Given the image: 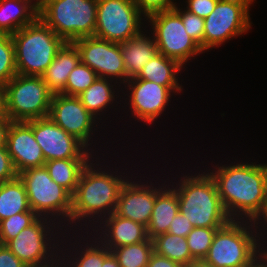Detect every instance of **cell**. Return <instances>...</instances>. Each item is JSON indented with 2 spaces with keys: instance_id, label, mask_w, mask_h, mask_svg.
<instances>
[{
  "instance_id": "484cf974",
  "label": "cell",
  "mask_w": 267,
  "mask_h": 267,
  "mask_svg": "<svg viewBox=\"0 0 267 267\" xmlns=\"http://www.w3.org/2000/svg\"><path fill=\"white\" fill-rule=\"evenodd\" d=\"M37 17L38 10L26 0H0V32L13 35Z\"/></svg>"
},
{
  "instance_id": "ab89813d",
  "label": "cell",
  "mask_w": 267,
  "mask_h": 267,
  "mask_svg": "<svg viewBox=\"0 0 267 267\" xmlns=\"http://www.w3.org/2000/svg\"><path fill=\"white\" fill-rule=\"evenodd\" d=\"M254 222H255L256 231H257V238H258V245H259L260 253L267 255V246H266L267 245V241H266L267 236L265 238V235H267V206L264 208V211L262 212V214Z\"/></svg>"
},
{
  "instance_id": "836d02e7",
  "label": "cell",
  "mask_w": 267,
  "mask_h": 267,
  "mask_svg": "<svg viewBox=\"0 0 267 267\" xmlns=\"http://www.w3.org/2000/svg\"><path fill=\"white\" fill-rule=\"evenodd\" d=\"M39 216L32 210L17 213L9 218L0 221V244L5 245L9 240L24 228L32 225Z\"/></svg>"
},
{
  "instance_id": "603a6c76",
  "label": "cell",
  "mask_w": 267,
  "mask_h": 267,
  "mask_svg": "<svg viewBox=\"0 0 267 267\" xmlns=\"http://www.w3.org/2000/svg\"><path fill=\"white\" fill-rule=\"evenodd\" d=\"M117 85V82L114 80L98 77L77 97L80 99L82 105L101 123L102 118L105 117L103 114L107 111L106 109L114 108V103L116 104L119 98L117 95L121 94L119 93L121 85ZM114 87L116 88L114 89ZM101 115H103V117H101Z\"/></svg>"
},
{
  "instance_id": "4fadbf2b",
  "label": "cell",
  "mask_w": 267,
  "mask_h": 267,
  "mask_svg": "<svg viewBox=\"0 0 267 267\" xmlns=\"http://www.w3.org/2000/svg\"><path fill=\"white\" fill-rule=\"evenodd\" d=\"M48 117L89 150L94 151L93 137L99 131L97 129L100 128V121L82 105L77 96L53 94Z\"/></svg>"
},
{
  "instance_id": "5b68a950",
  "label": "cell",
  "mask_w": 267,
  "mask_h": 267,
  "mask_svg": "<svg viewBox=\"0 0 267 267\" xmlns=\"http://www.w3.org/2000/svg\"><path fill=\"white\" fill-rule=\"evenodd\" d=\"M260 254L255 222L230 220L216 231L202 261L212 267H244Z\"/></svg>"
},
{
  "instance_id": "1f68e13d",
  "label": "cell",
  "mask_w": 267,
  "mask_h": 267,
  "mask_svg": "<svg viewBox=\"0 0 267 267\" xmlns=\"http://www.w3.org/2000/svg\"><path fill=\"white\" fill-rule=\"evenodd\" d=\"M99 76L81 61L68 76L65 90L61 93L67 96H78L84 92Z\"/></svg>"
},
{
  "instance_id": "83f0119b",
  "label": "cell",
  "mask_w": 267,
  "mask_h": 267,
  "mask_svg": "<svg viewBox=\"0 0 267 267\" xmlns=\"http://www.w3.org/2000/svg\"><path fill=\"white\" fill-rule=\"evenodd\" d=\"M30 210L26 189L19 177L0 183V221Z\"/></svg>"
},
{
  "instance_id": "8fae6325",
  "label": "cell",
  "mask_w": 267,
  "mask_h": 267,
  "mask_svg": "<svg viewBox=\"0 0 267 267\" xmlns=\"http://www.w3.org/2000/svg\"><path fill=\"white\" fill-rule=\"evenodd\" d=\"M155 40L158 53L177 60L183 67L189 60L204 53L186 33L181 17L173 10L154 13L146 18ZM153 31V32H152Z\"/></svg>"
},
{
  "instance_id": "5bb4252c",
  "label": "cell",
  "mask_w": 267,
  "mask_h": 267,
  "mask_svg": "<svg viewBox=\"0 0 267 267\" xmlns=\"http://www.w3.org/2000/svg\"><path fill=\"white\" fill-rule=\"evenodd\" d=\"M80 53V61L101 78L124 85L128 80L121 53V44L95 36L82 37L73 41Z\"/></svg>"
},
{
  "instance_id": "6da1fadb",
  "label": "cell",
  "mask_w": 267,
  "mask_h": 267,
  "mask_svg": "<svg viewBox=\"0 0 267 267\" xmlns=\"http://www.w3.org/2000/svg\"><path fill=\"white\" fill-rule=\"evenodd\" d=\"M207 171L231 220L256 221L267 206V163L215 164Z\"/></svg>"
},
{
  "instance_id": "4dcf8cb0",
  "label": "cell",
  "mask_w": 267,
  "mask_h": 267,
  "mask_svg": "<svg viewBox=\"0 0 267 267\" xmlns=\"http://www.w3.org/2000/svg\"><path fill=\"white\" fill-rule=\"evenodd\" d=\"M220 228L221 227H194L187 235L186 241L189 251L196 261L203 260L207 255L216 231Z\"/></svg>"
},
{
  "instance_id": "60d3db41",
  "label": "cell",
  "mask_w": 267,
  "mask_h": 267,
  "mask_svg": "<svg viewBox=\"0 0 267 267\" xmlns=\"http://www.w3.org/2000/svg\"><path fill=\"white\" fill-rule=\"evenodd\" d=\"M26 265L19 260L6 245L0 244V267H25Z\"/></svg>"
},
{
  "instance_id": "d590c367",
  "label": "cell",
  "mask_w": 267,
  "mask_h": 267,
  "mask_svg": "<svg viewBox=\"0 0 267 267\" xmlns=\"http://www.w3.org/2000/svg\"><path fill=\"white\" fill-rule=\"evenodd\" d=\"M139 8V12L147 18L148 16L173 9L178 3L175 0H132Z\"/></svg>"
},
{
  "instance_id": "681fc988",
  "label": "cell",
  "mask_w": 267,
  "mask_h": 267,
  "mask_svg": "<svg viewBox=\"0 0 267 267\" xmlns=\"http://www.w3.org/2000/svg\"><path fill=\"white\" fill-rule=\"evenodd\" d=\"M187 267H212L206 263H204L202 260L201 261H194L192 262L189 266Z\"/></svg>"
},
{
  "instance_id": "b9f144b4",
  "label": "cell",
  "mask_w": 267,
  "mask_h": 267,
  "mask_svg": "<svg viewBox=\"0 0 267 267\" xmlns=\"http://www.w3.org/2000/svg\"><path fill=\"white\" fill-rule=\"evenodd\" d=\"M147 267H183L179 263L170 260L167 257L161 256L153 252L150 256Z\"/></svg>"
},
{
  "instance_id": "d6a6232c",
  "label": "cell",
  "mask_w": 267,
  "mask_h": 267,
  "mask_svg": "<svg viewBox=\"0 0 267 267\" xmlns=\"http://www.w3.org/2000/svg\"><path fill=\"white\" fill-rule=\"evenodd\" d=\"M17 74L12 35L0 32V83L7 84Z\"/></svg>"
},
{
  "instance_id": "7bdbcfd3",
  "label": "cell",
  "mask_w": 267,
  "mask_h": 267,
  "mask_svg": "<svg viewBox=\"0 0 267 267\" xmlns=\"http://www.w3.org/2000/svg\"><path fill=\"white\" fill-rule=\"evenodd\" d=\"M11 122L5 114H0V148L6 147L7 132Z\"/></svg>"
},
{
  "instance_id": "7c38bea8",
  "label": "cell",
  "mask_w": 267,
  "mask_h": 267,
  "mask_svg": "<svg viewBox=\"0 0 267 267\" xmlns=\"http://www.w3.org/2000/svg\"><path fill=\"white\" fill-rule=\"evenodd\" d=\"M253 0H218L215 9L204 19V53L219 47L251 28L250 6Z\"/></svg>"
},
{
  "instance_id": "f35d334b",
  "label": "cell",
  "mask_w": 267,
  "mask_h": 267,
  "mask_svg": "<svg viewBox=\"0 0 267 267\" xmlns=\"http://www.w3.org/2000/svg\"><path fill=\"white\" fill-rule=\"evenodd\" d=\"M194 226L189 220L186 219V216L178 212L170 223L168 233L174 234L180 237H187V235L192 231Z\"/></svg>"
},
{
  "instance_id": "f6af8a7d",
  "label": "cell",
  "mask_w": 267,
  "mask_h": 267,
  "mask_svg": "<svg viewBox=\"0 0 267 267\" xmlns=\"http://www.w3.org/2000/svg\"><path fill=\"white\" fill-rule=\"evenodd\" d=\"M244 267H267V255L260 254L250 264Z\"/></svg>"
},
{
  "instance_id": "8d00e7d4",
  "label": "cell",
  "mask_w": 267,
  "mask_h": 267,
  "mask_svg": "<svg viewBox=\"0 0 267 267\" xmlns=\"http://www.w3.org/2000/svg\"><path fill=\"white\" fill-rule=\"evenodd\" d=\"M18 177V173L12 162L7 147L0 148V183L7 182Z\"/></svg>"
},
{
  "instance_id": "8992f818",
  "label": "cell",
  "mask_w": 267,
  "mask_h": 267,
  "mask_svg": "<svg viewBox=\"0 0 267 267\" xmlns=\"http://www.w3.org/2000/svg\"><path fill=\"white\" fill-rule=\"evenodd\" d=\"M18 177L25 186L30 209L60 226L64 223V231H71L72 195L50 178L45 165L26 169Z\"/></svg>"
},
{
  "instance_id": "7402d4cb",
  "label": "cell",
  "mask_w": 267,
  "mask_h": 267,
  "mask_svg": "<svg viewBox=\"0 0 267 267\" xmlns=\"http://www.w3.org/2000/svg\"><path fill=\"white\" fill-rule=\"evenodd\" d=\"M80 53L73 42H66L42 75L53 94H61L71 71L79 64Z\"/></svg>"
},
{
  "instance_id": "c3c4849f",
  "label": "cell",
  "mask_w": 267,
  "mask_h": 267,
  "mask_svg": "<svg viewBox=\"0 0 267 267\" xmlns=\"http://www.w3.org/2000/svg\"><path fill=\"white\" fill-rule=\"evenodd\" d=\"M32 4L38 11L42 8L45 0H26Z\"/></svg>"
},
{
  "instance_id": "f1b7e54d",
  "label": "cell",
  "mask_w": 267,
  "mask_h": 267,
  "mask_svg": "<svg viewBox=\"0 0 267 267\" xmlns=\"http://www.w3.org/2000/svg\"><path fill=\"white\" fill-rule=\"evenodd\" d=\"M153 251L179 263L183 267L196 261L188 248L186 237H180L170 233H163L152 238Z\"/></svg>"
},
{
  "instance_id": "f546056e",
  "label": "cell",
  "mask_w": 267,
  "mask_h": 267,
  "mask_svg": "<svg viewBox=\"0 0 267 267\" xmlns=\"http://www.w3.org/2000/svg\"><path fill=\"white\" fill-rule=\"evenodd\" d=\"M116 257L120 267H147L153 251L152 239L146 241L120 246L111 251Z\"/></svg>"
},
{
  "instance_id": "ac0fdd59",
  "label": "cell",
  "mask_w": 267,
  "mask_h": 267,
  "mask_svg": "<svg viewBox=\"0 0 267 267\" xmlns=\"http://www.w3.org/2000/svg\"><path fill=\"white\" fill-rule=\"evenodd\" d=\"M6 147L17 173L45 164L43 152L26 122H11Z\"/></svg>"
},
{
  "instance_id": "3957f363",
  "label": "cell",
  "mask_w": 267,
  "mask_h": 267,
  "mask_svg": "<svg viewBox=\"0 0 267 267\" xmlns=\"http://www.w3.org/2000/svg\"><path fill=\"white\" fill-rule=\"evenodd\" d=\"M174 183L172 179L170 186L177 193L179 212L194 227H223L231 220L221 203L216 183L208 172L199 171L194 175H184L183 172L180 181H176V185Z\"/></svg>"
},
{
  "instance_id": "ffe728a7",
  "label": "cell",
  "mask_w": 267,
  "mask_h": 267,
  "mask_svg": "<svg viewBox=\"0 0 267 267\" xmlns=\"http://www.w3.org/2000/svg\"><path fill=\"white\" fill-rule=\"evenodd\" d=\"M92 231L90 234L96 235L110 251L120 246L137 244L149 238L146 226L114 213L104 218Z\"/></svg>"
},
{
  "instance_id": "bcb514c9",
  "label": "cell",
  "mask_w": 267,
  "mask_h": 267,
  "mask_svg": "<svg viewBox=\"0 0 267 267\" xmlns=\"http://www.w3.org/2000/svg\"><path fill=\"white\" fill-rule=\"evenodd\" d=\"M102 267H120L116 257L111 252L103 261Z\"/></svg>"
},
{
  "instance_id": "cb8c5ba5",
  "label": "cell",
  "mask_w": 267,
  "mask_h": 267,
  "mask_svg": "<svg viewBox=\"0 0 267 267\" xmlns=\"http://www.w3.org/2000/svg\"><path fill=\"white\" fill-rule=\"evenodd\" d=\"M168 184L156 194L154 208L147 233L150 239L157 235L167 233L170 223L179 212V202L176 191Z\"/></svg>"
},
{
  "instance_id": "52a82bcc",
  "label": "cell",
  "mask_w": 267,
  "mask_h": 267,
  "mask_svg": "<svg viewBox=\"0 0 267 267\" xmlns=\"http://www.w3.org/2000/svg\"><path fill=\"white\" fill-rule=\"evenodd\" d=\"M98 0H45L38 17L66 42L94 36Z\"/></svg>"
},
{
  "instance_id": "e575fe53",
  "label": "cell",
  "mask_w": 267,
  "mask_h": 267,
  "mask_svg": "<svg viewBox=\"0 0 267 267\" xmlns=\"http://www.w3.org/2000/svg\"><path fill=\"white\" fill-rule=\"evenodd\" d=\"M176 5L173 10L181 17L186 33L193 39L204 51V18L184 10Z\"/></svg>"
},
{
  "instance_id": "44dd1931",
  "label": "cell",
  "mask_w": 267,
  "mask_h": 267,
  "mask_svg": "<svg viewBox=\"0 0 267 267\" xmlns=\"http://www.w3.org/2000/svg\"><path fill=\"white\" fill-rule=\"evenodd\" d=\"M147 34L144 29L131 39L121 43V53L128 79L137 77L143 67L158 54L153 36Z\"/></svg>"
},
{
  "instance_id": "4316f807",
  "label": "cell",
  "mask_w": 267,
  "mask_h": 267,
  "mask_svg": "<svg viewBox=\"0 0 267 267\" xmlns=\"http://www.w3.org/2000/svg\"><path fill=\"white\" fill-rule=\"evenodd\" d=\"M91 160L92 158L57 159L49 160L44 165L50 178L73 195L83 169Z\"/></svg>"
},
{
  "instance_id": "7dc6e473",
  "label": "cell",
  "mask_w": 267,
  "mask_h": 267,
  "mask_svg": "<svg viewBox=\"0 0 267 267\" xmlns=\"http://www.w3.org/2000/svg\"><path fill=\"white\" fill-rule=\"evenodd\" d=\"M0 114H4V85L0 83Z\"/></svg>"
},
{
  "instance_id": "ee69618b",
  "label": "cell",
  "mask_w": 267,
  "mask_h": 267,
  "mask_svg": "<svg viewBox=\"0 0 267 267\" xmlns=\"http://www.w3.org/2000/svg\"><path fill=\"white\" fill-rule=\"evenodd\" d=\"M25 267H64L63 258L60 253L51 261L40 264V265H30Z\"/></svg>"
},
{
  "instance_id": "e0dca14e",
  "label": "cell",
  "mask_w": 267,
  "mask_h": 267,
  "mask_svg": "<svg viewBox=\"0 0 267 267\" xmlns=\"http://www.w3.org/2000/svg\"><path fill=\"white\" fill-rule=\"evenodd\" d=\"M132 178L134 177L131 175V178L121 188L114 214L147 227L151 219L156 194L168 181H164L162 186L159 183L158 186H155L151 180L148 184V180L142 182L141 180L135 181L136 177L134 180Z\"/></svg>"
},
{
  "instance_id": "2e32d148",
  "label": "cell",
  "mask_w": 267,
  "mask_h": 267,
  "mask_svg": "<svg viewBox=\"0 0 267 267\" xmlns=\"http://www.w3.org/2000/svg\"><path fill=\"white\" fill-rule=\"evenodd\" d=\"M26 123L33 130L45 162L69 158H95L96 153L90 151L81 141L68 134L49 117L30 120Z\"/></svg>"
},
{
  "instance_id": "d4e9b609",
  "label": "cell",
  "mask_w": 267,
  "mask_h": 267,
  "mask_svg": "<svg viewBox=\"0 0 267 267\" xmlns=\"http://www.w3.org/2000/svg\"><path fill=\"white\" fill-rule=\"evenodd\" d=\"M183 67L177 60L165 57L163 54H156L147 65H145L137 76L138 79L155 82L168 87L172 93L183 92V85L178 80ZM179 81V82H178Z\"/></svg>"
},
{
  "instance_id": "30bf717a",
  "label": "cell",
  "mask_w": 267,
  "mask_h": 267,
  "mask_svg": "<svg viewBox=\"0 0 267 267\" xmlns=\"http://www.w3.org/2000/svg\"><path fill=\"white\" fill-rule=\"evenodd\" d=\"M94 36L123 43L144 30L146 18L132 0H98Z\"/></svg>"
},
{
  "instance_id": "ba28073f",
  "label": "cell",
  "mask_w": 267,
  "mask_h": 267,
  "mask_svg": "<svg viewBox=\"0 0 267 267\" xmlns=\"http://www.w3.org/2000/svg\"><path fill=\"white\" fill-rule=\"evenodd\" d=\"M52 97L42 76L16 74L4 85V114L12 122L46 118Z\"/></svg>"
},
{
  "instance_id": "74e56055",
  "label": "cell",
  "mask_w": 267,
  "mask_h": 267,
  "mask_svg": "<svg viewBox=\"0 0 267 267\" xmlns=\"http://www.w3.org/2000/svg\"><path fill=\"white\" fill-rule=\"evenodd\" d=\"M186 2L185 10L205 19L213 12L218 0H186Z\"/></svg>"
},
{
  "instance_id": "9c48e42d",
  "label": "cell",
  "mask_w": 267,
  "mask_h": 267,
  "mask_svg": "<svg viewBox=\"0 0 267 267\" xmlns=\"http://www.w3.org/2000/svg\"><path fill=\"white\" fill-rule=\"evenodd\" d=\"M63 229L54 220L39 217L5 245L26 266L40 265L53 260L60 253Z\"/></svg>"
},
{
  "instance_id": "d6986e66",
  "label": "cell",
  "mask_w": 267,
  "mask_h": 267,
  "mask_svg": "<svg viewBox=\"0 0 267 267\" xmlns=\"http://www.w3.org/2000/svg\"><path fill=\"white\" fill-rule=\"evenodd\" d=\"M73 233L71 235L69 231L68 234L65 231L62 237L63 239H61L60 245L62 246H60V255L63 258L64 267H102L104 259L111 253V251L95 235H92V237L91 235H88L90 234L88 231L84 233L85 235H82V232H80L81 234L79 232L75 233V231ZM77 234L80 236L78 237ZM65 237L67 238L65 239ZM75 237L77 239H75ZM73 240L75 241L73 242ZM68 242L69 244H67Z\"/></svg>"
},
{
  "instance_id": "7a4b0ae2",
  "label": "cell",
  "mask_w": 267,
  "mask_h": 267,
  "mask_svg": "<svg viewBox=\"0 0 267 267\" xmlns=\"http://www.w3.org/2000/svg\"><path fill=\"white\" fill-rule=\"evenodd\" d=\"M100 157L101 156L98 157V155H96L95 158H93L83 169L76 190L72 195V232H78L77 229L79 228H81L79 231L81 230L83 233L86 231L89 232L90 229H94L97 223L99 224L104 218L114 213L121 188L126 181L131 178L128 176L129 173L127 174V172V176H123L125 175V171L123 173L119 171L118 173V169L116 167H114L115 172L113 170H111V172V167L107 164L105 165L109 168V170H106L108 168H105L104 166L102 168V164L99 163L102 161L99 159ZM94 159H96L95 163H93Z\"/></svg>"
},
{
  "instance_id": "277c9868",
  "label": "cell",
  "mask_w": 267,
  "mask_h": 267,
  "mask_svg": "<svg viewBox=\"0 0 267 267\" xmlns=\"http://www.w3.org/2000/svg\"><path fill=\"white\" fill-rule=\"evenodd\" d=\"M17 74L42 76L66 41L39 17L12 35Z\"/></svg>"
},
{
  "instance_id": "9a60e30c",
  "label": "cell",
  "mask_w": 267,
  "mask_h": 267,
  "mask_svg": "<svg viewBox=\"0 0 267 267\" xmlns=\"http://www.w3.org/2000/svg\"><path fill=\"white\" fill-rule=\"evenodd\" d=\"M127 87V88H126ZM123 89V90H122ZM126 91H125V90ZM129 90V91H128ZM124 96H128L123 98L120 96V102H123L122 99L128 100L125 102L129 106V110L127 112H132L130 117L137 118V122H146L149 125L154 123L158 117H161V114L165 112L166 106L170 105L169 102L174 93L166 87L159 85L155 82L138 79L137 77L128 79L126 83L121 87L120 90ZM125 91V93H124Z\"/></svg>"
}]
</instances>
